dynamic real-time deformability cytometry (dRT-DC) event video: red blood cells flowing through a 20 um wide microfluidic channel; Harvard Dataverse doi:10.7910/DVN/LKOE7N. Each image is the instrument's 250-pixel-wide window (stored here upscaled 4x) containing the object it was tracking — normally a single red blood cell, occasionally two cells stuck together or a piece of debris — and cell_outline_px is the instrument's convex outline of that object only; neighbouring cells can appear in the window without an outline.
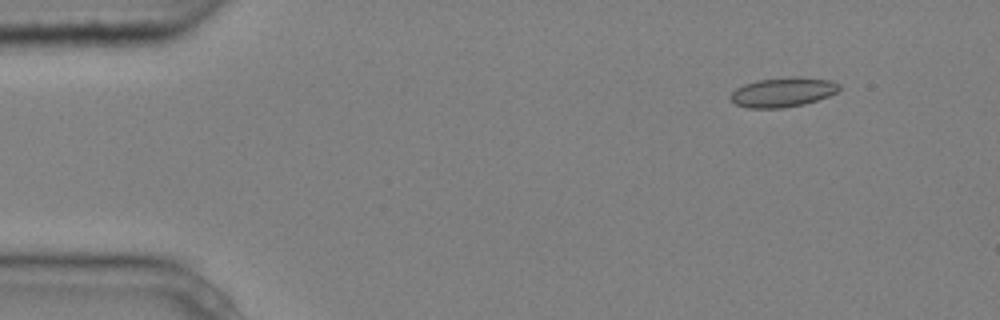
{"species": "common noctule bat (a hibernating species)", "species_latin": "Nyctalus noctula", "temperature_condition": "cold", "stored_images_in_passage": 6, "segment_of_instrument_passage": [1, 2], "camera_frame_rate_fps": 3000, "um_per_image_px": 0.085, "animal": {"sex": "male", "body_mass_g": 20.4}, "frame": {"image": 1, "passage_image": 2, "time_ms": 0.333, "image_size_px": [1000, 320], "cell_outline_px": [[840, 88], [836, 92], [828, 96], [804, 104], [784, 108], [748, 108], [736, 104], [728, 96], [736, 88], [744, 84], [756, 80], [792, 76], [800, 76], [828, 80], [840, 84]], "centroid_in_image_um": [66.52, 7.83], "position_along_channel_um": 18.5, "area_um2": 18.79}}